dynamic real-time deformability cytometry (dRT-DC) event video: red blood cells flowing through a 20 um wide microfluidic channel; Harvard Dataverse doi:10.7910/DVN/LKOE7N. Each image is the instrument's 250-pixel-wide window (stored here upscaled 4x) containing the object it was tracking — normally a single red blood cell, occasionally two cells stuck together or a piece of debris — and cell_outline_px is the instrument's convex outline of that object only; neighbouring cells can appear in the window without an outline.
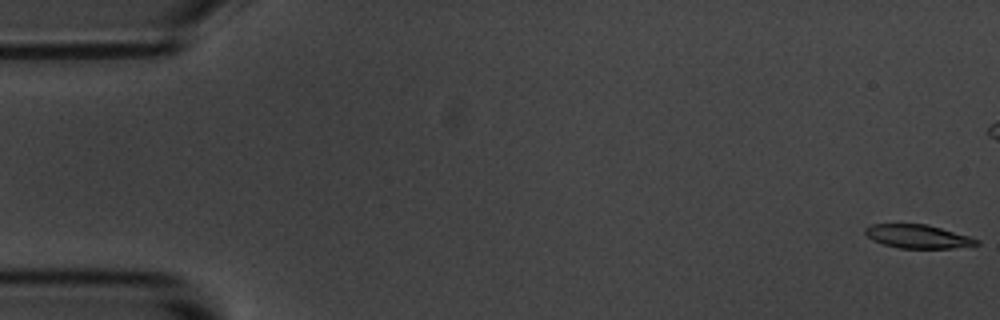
{"species": "common noctule bat (a hibernating species)", "species_latin": "Nyctalus noctula", "temperature_condition": "room temperature", "stored_images_in_passage": 56, "camera_frame_rate_fps": 3000, "um_per_image_px": 0.085, "animal": {"sex": "male", "body_mass_g": 20.1, "forearm_length_mm": 53.5}, "frame": {"image": 1, "passage_image": 1, "time_ms": 0.0, "image_size_px": [1000, 320], "cell_outline_px": [[980, 244], [952, 248], [900, 248], [884, 244], [872, 240], [864, 232], [864, 228], [872, 224], [928, 224], [968, 236], [980, 240]], "centroid_in_image_um": [78.01, 20.09], "position_along_channel_um": 7.0, "area_um2": 15.2}}
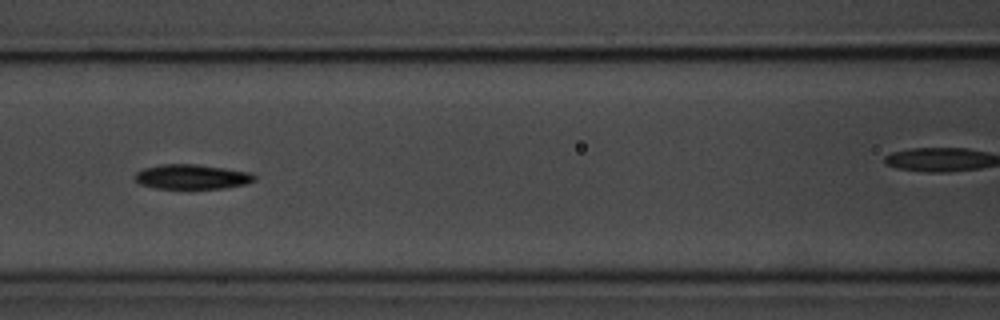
{"frame": {"image": 2, "passage_image": 24, "time_ms": 7.667, "image_size_px": [1000, 320], "cell_outline_px": [[256, 180], [248, 184], [224, 188], [156, 188], [140, 184], [136, 180], [136, 172], [144, 168], [160, 164], [196, 164], [224, 168], [248, 172], [256, 176]], "centroid_in_image_um": [16.33, 15.02], "position_along_channel_um": 150.3, "area_um2": 17.11}}
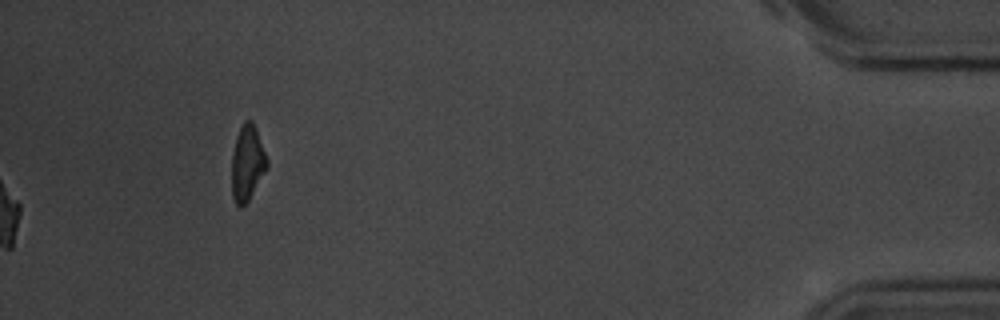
{"frame": {"image": 3, "passage_image": 56, "time_ms": 18.333, "image_size_px": [1000, 320], "cell_outline_px": [[268, 168], [248, 200], [240, 208], [236, 204], [232, 196], [232, 152], [236, 136], [244, 120], [252, 120], [256, 128], [268, 160]], "centroid_in_image_um": [21.02, 13.84], "position_along_channel_um": 414.2, "area_um2": 15.55}, "authors_computed_cell_mechanics": {"area_um2": 17.0799, "velocity_mm_per_s": 3.6768, "shape_relaxation_time_tau1_ms": 3.0642, "shape_relaxation_time_tau2_ms": 9.0639, "deformation_change_tau1": 0.1288, "deformation_change_tau2": 0.1613}}